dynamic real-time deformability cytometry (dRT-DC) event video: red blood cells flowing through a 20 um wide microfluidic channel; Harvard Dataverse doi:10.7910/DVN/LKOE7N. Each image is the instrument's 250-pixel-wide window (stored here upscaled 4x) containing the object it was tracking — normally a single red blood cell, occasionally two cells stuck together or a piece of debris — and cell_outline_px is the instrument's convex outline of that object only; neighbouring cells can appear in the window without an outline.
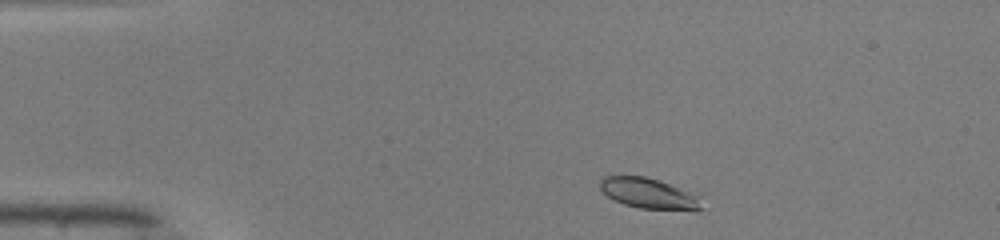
{"species": "common noctule bat (a hibernating species)", "species_latin": "Nyctalus noctula", "temperature_condition": "warm", "stored_images_in_passage": 42, "camera_frame_rate_fps": 3000, "um_per_image_px": 0.085, "animal": {"sex": "male", "body_mass_g": 19.0, "forearm_length_mm": 50.8}, "frame": {"image": 1, "passage_image": 2, "time_ms": 0.333, "image_size_px": [1000, 240], "cell_outline_px": [[700, 208], [696, 212], [640, 208], [624, 204], [608, 196], [600, 188], [600, 180], [604, 176], [644, 176], [660, 180], [688, 192], [692, 196]], "centroid_in_image_um": [55.07, 16.45], "position_along_channel_um": 29.9, "area_um2": 17.57}}
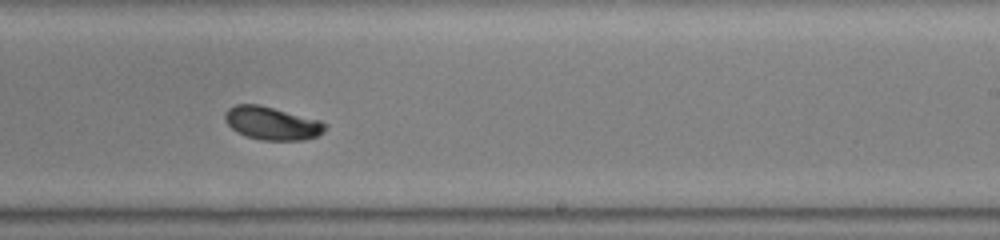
{"frame": {"image": 2, "passage_image": 24, "time_ms": 7.667, "image_size_px": [1000, 240], "cell_outline_px": [[328, 124], [324, 132], [316, 136], [304, 140], [260, 140], [244, 136], [236, 132], [224, 120], [224, 112], [228, 108], [236, 104], [256, 104], [320, 120]], "centroid_in_image_um": [23.09, 10.49], "position_along_channel_um": 265.9, "area_um2": 19.36}}
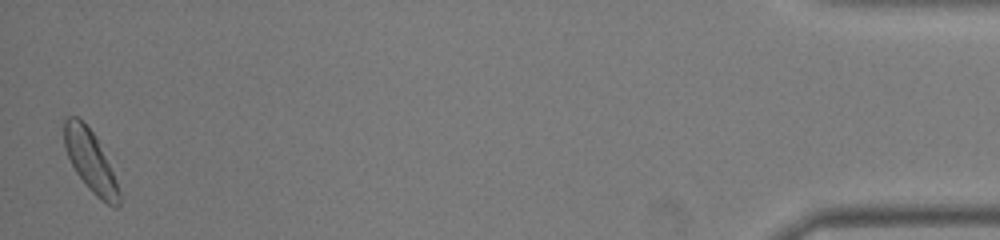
{"frame": {"image": 3, "passage_image": 42, "time_ms": 13.667, "image_size_px": [1000, 240], "cell_outline_px": [[120, 204], [116, 208], [112, 208], [100, 200], [88, 188], [76, 172], [64, 148], [64, 120], [68, 116], [76, 116], [96, 136], [116, 180], [120, 196]], "centroid_in_image_um": [7.68, 13.72], "position_along_channel_um": 427.5, "area_um2": 19.36}, "authors_computed_cell_mechanics": {"area_um2": 18.9584, "velocity_mm_per_s": 4.0978, "shape_relaxation_time_tau1_ms": 3.8711, "shape_relaxation_time_tau2_ms": null, "deformation_change_tau1": 0.159, "deformation_change_tau2": null}}